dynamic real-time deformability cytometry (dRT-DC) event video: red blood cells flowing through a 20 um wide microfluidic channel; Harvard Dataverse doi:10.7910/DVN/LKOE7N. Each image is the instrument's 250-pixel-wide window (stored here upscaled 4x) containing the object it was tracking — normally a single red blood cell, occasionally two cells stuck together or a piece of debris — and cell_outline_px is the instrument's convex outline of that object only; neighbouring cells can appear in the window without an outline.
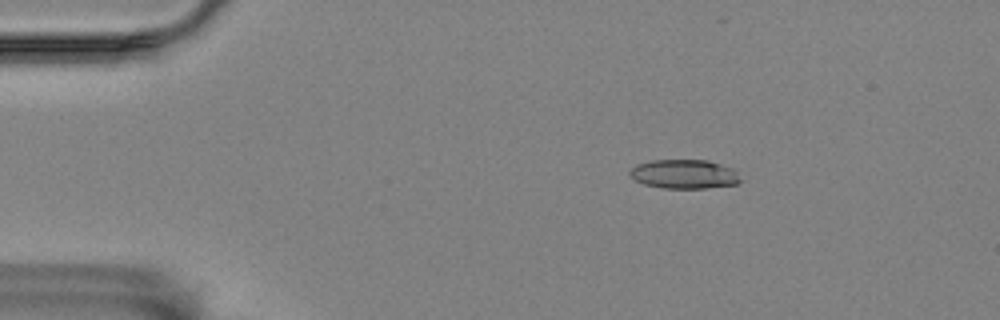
{"species": "Egyptian fruit bat (a non-hibernating species)", "species_latin": "Rousettus aegyptiacus", "temperature_condition": "room temperature", "stored_images_in_passage": 50, "camera_frame_rate_fps": 3000, "um_per_image_px": 0.085, "animal": {"sex": "female"}, "frame": {"image": 1, "passage_image": 2, "time_ms": 0.333, "image_size_px": [1000, 320], "cell_outline_px": [[740, 180], [736, 184], [708, 188], [660, 188], [644, 184], [632, 180], [628, 176], [628, 172], [636, 164], [652, 160], [708, 160], [732, 168], [736, 172]], "centroid_in_image_um": [58.09, 14.8], "position_along_channel_um": 26.9, "area_um2": 18.9}}
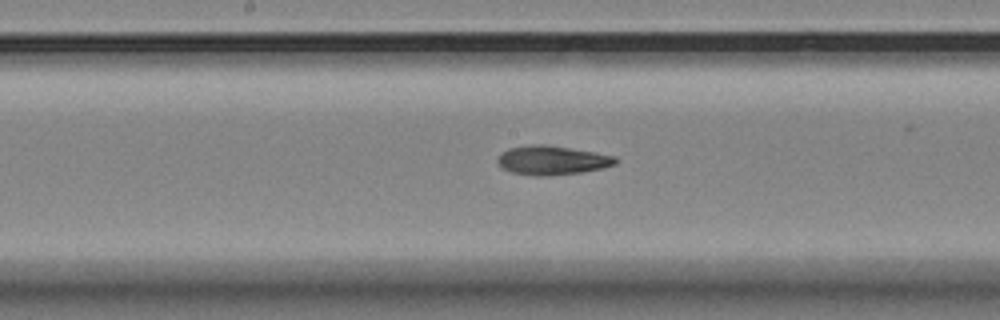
{"frame": {"image": 2, "passage_image": 22, "time_ms": 7.0, "image_size_px": [1000, 320], "cell_outline_px": [[616, 164], [604, 168], [580, 172], [548, 176], [532, 176], [512, 172], [504, 168], [496, 160], [496, 156], [508, 148], [528, 144], [544, 144], [616, 156]], "centroid_in_image_um": [46.89, 13.62], "position_along_channel_um": 201.3, "area_um2": 19.94}}
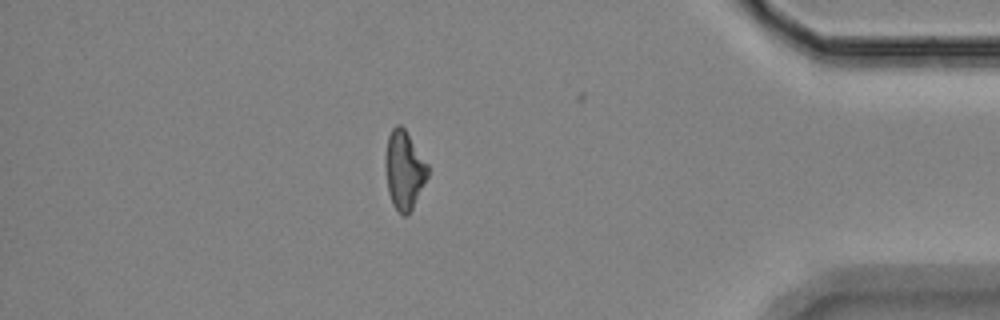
{"frame": {"image": 3, "passage_image": 42, "time_ms": 13.667, "image_size_px": [1000, 320], "cell_outline_px": [[428, 176], [408, 216], [404, 216], [392, 204], [388, 192], [384, 164], [384, 156], [388, 136], [392, 128], [396, 124], [400, 124], [404, 128], [428, 164]], "centroid_in_image_um": [34.33, 14.44], "position_along_channel_um": 400.9, "area_um2": 19.42}}